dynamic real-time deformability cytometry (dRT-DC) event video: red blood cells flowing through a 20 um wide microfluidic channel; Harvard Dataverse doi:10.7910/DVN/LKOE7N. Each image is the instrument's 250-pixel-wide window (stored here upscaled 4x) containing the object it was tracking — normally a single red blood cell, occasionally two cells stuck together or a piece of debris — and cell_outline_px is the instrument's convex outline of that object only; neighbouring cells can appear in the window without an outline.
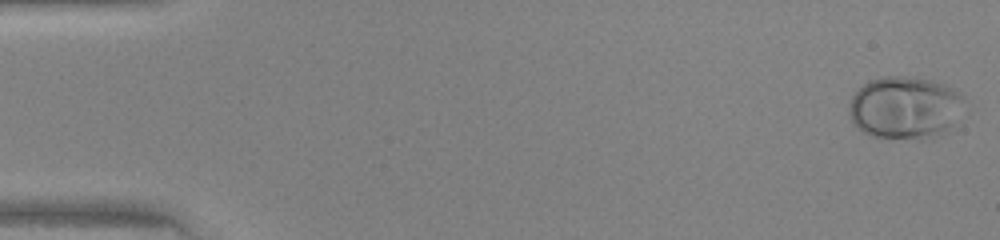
{"species": "human", "species_latin": "Homo sapiens", "temperature_condition": "warm", "stored_images_in_passage": 47, "camera_frame_rate_fps": 3000, "um_per_image_px": 0.085, "donor": {"sex": "female"}, "frame": {"image": 1, "passage_image": 1, "time_ms": 0.0, "image_size_px": [1000, 240], "cell_outline_px": [[964, 104], [952, 124], [944, 132], [936, 136], [924, 140], [916, 140], [872, 136], [856, 128], [852, 124], [848, 112], [848, 104], [852, 96], [868, 80], [884, 76], [896, 76], [932, 80], [944, 84], [960, 92], [964, 96]], "centroid_in_image_um": [76.89, 9.16], "position_along_channel_um": 8.1, "area_um2": 42.31}}
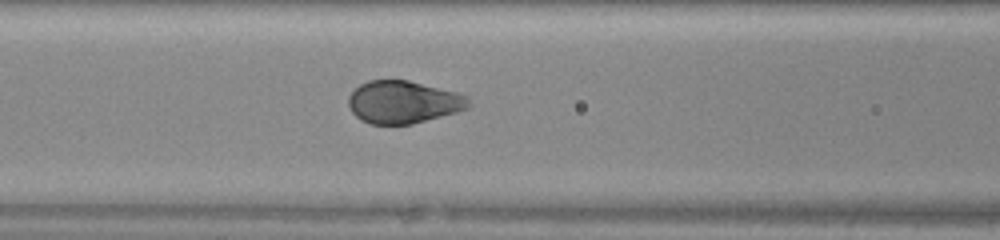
{"frame": {"image": 2, "passage_image": 20, "time_ms": 6.333, "image_size_px": [1000, 240], "cell_outline_px": [[472, 104], [468, 108], [456, 112], [412, 124], [372, 124], [360, 120], [352, 112], [348, 104], [348, 96], [360, 84], [368, 80], [408, 80], [456, 92], [468, 96]], "centroid_in_image_um": [34.28, 8.67], "position_along_channel_um": 132.3, "area_um2": 29.82}}
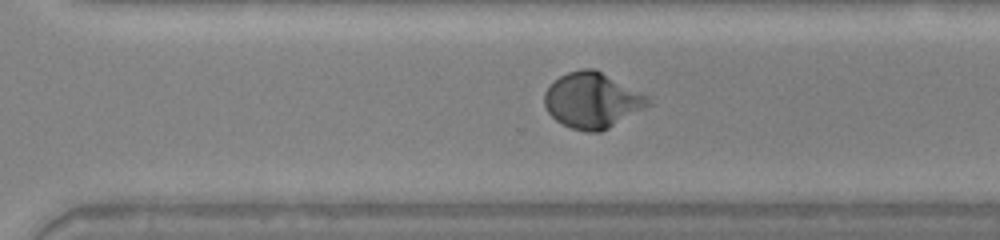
{"frame": {"image": 3, "passage_image": 33, "time_ms": 10.667, "image_size_px": [1000, 240], "cell_outline_px": [[652, 104], [608, 128], [600, 132], [588, 132], [572, 128], [556, 120], [548, 112], [544, 104], [544, 92], [560, 76], [568, 72], [584, 68], [596, 68], [648, 96]], "centroid_in_image_um": [50.35, 8.52], "position_along_channel_um": 320.3, "area_um2": 33.35}}